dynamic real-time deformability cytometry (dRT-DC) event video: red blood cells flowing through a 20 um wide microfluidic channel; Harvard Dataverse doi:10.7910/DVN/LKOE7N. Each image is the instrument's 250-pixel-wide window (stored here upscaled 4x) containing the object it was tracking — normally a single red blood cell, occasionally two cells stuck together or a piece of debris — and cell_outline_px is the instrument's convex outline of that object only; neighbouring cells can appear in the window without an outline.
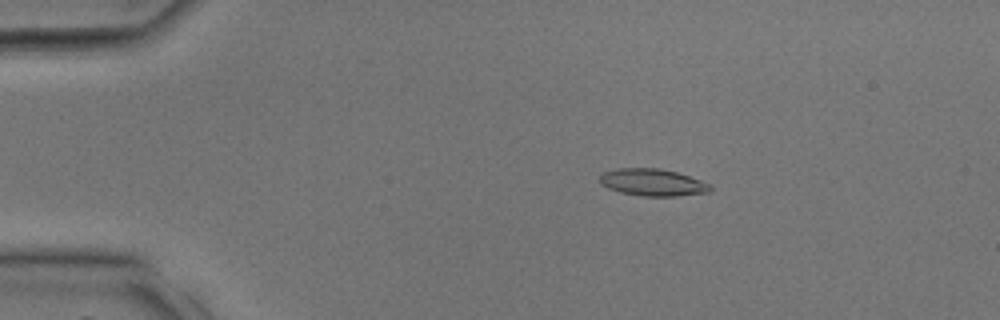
{"species": "common noctule bat (a hibernating species)", "species_latin": "Nyctalus noctula", "temperature_condition": "room temperature", "stored_images_in_passage": 34, "camera_frame_rate_fps": 3000, "um_per_image_px": 0.085, "animal": {"sex": "male", "body_mass_g": 17.9, "forearm_length_mm": 54.2}, "frame": {"image": 1, "passage_image": 6, "time_ms": 1.667, "image_size_px": [1000, 320], "cell_outline_px": [[712, 188], [708, 192], [676, 196], [640, 196], [620, 192], [608, 188], [600, 184], [600, 176], [604, 172], [616, 168], [660, 168], [676, 172], [712, 184]], "centroid_in_image_um": [55.46, 15.5], "position_along_channel_um": 29.5, "area_um2": 17.46}}
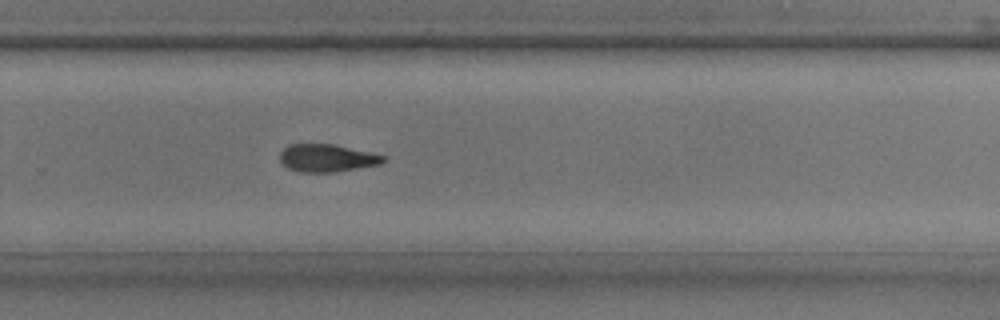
{"frame": {"image": 2, "passage_image": 23, "time_ms": 7.333, "image_size_px": [1000, 320], "cell_outline_px": [[388, 160], [380, 164], [332, 172], [300, 172], [288, 168], [280, 160], [280, 152], [288, 144], [336, 144], [384, 156]], "centroid_in_image_um": [27.77, 13.42], "position_along_channel_um": 302.0, "area_um2": 16.53}}
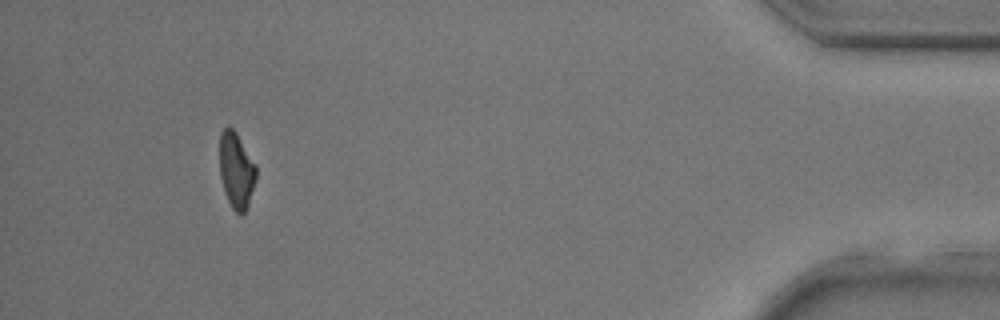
{"frame": {"image": 3, "passage_image": 32, "time_ms": 10.333, "image_size_px": [1000, 320], "cell_outline_px": [[256, 180], [248, 204], [244, 212], [240, 216], [232, 208], [224, 192], [220, 176], [220, 132], [228, 124], [236, 132], [256, 164]], "centroid_in_image_um": [20.08, 14.46], "position_along_channel_um": 415.1, "area_um2": 16.24}}